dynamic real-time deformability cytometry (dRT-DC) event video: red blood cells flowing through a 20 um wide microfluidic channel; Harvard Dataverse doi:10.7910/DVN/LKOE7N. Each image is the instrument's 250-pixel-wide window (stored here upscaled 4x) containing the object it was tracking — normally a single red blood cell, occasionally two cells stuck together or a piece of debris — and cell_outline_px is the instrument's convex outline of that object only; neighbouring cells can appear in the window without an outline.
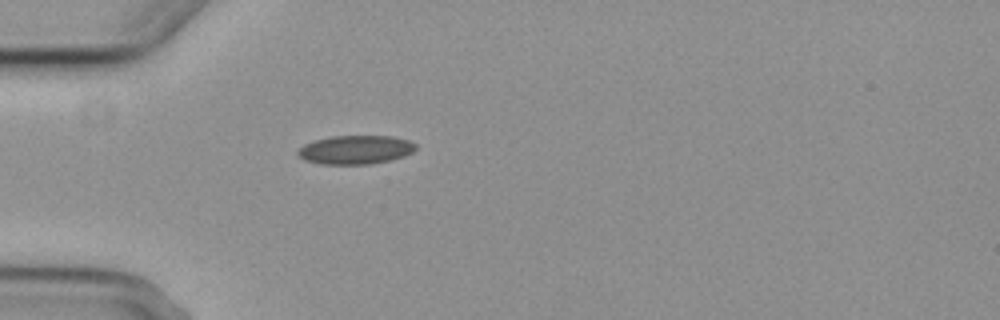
{"species": "common noctule bat (a hibernating species)", "species_latin": "Nyctalus noctula", "temperature_condition": "cold", "stored_images_in_passage": 1, "camera_frame_rate_fps": 3000, "um_per_image_px": 0.085, "animal": {"sex": "female", "body_mass_g": 29.2, "forearm_length_mm": 56.3}, "frame": {"image": 1, "passage_image": 1, "time_ms": 0.0, "image_size_px": [1000, 320], "cell_outline_px": [[416, 148], [412, 152], [404, 156], [388, 160], [368, 164], [320, 164], [304, 160], [296, 156], [296, 152], [304, 144], [316, 140], [332, 136], [392, 136], [408, 140], [416, 144]], "centroid_in_image_um": [30.18, 12.73], "position_along_channel_um": 54.8, "area_um2": 19.71}}